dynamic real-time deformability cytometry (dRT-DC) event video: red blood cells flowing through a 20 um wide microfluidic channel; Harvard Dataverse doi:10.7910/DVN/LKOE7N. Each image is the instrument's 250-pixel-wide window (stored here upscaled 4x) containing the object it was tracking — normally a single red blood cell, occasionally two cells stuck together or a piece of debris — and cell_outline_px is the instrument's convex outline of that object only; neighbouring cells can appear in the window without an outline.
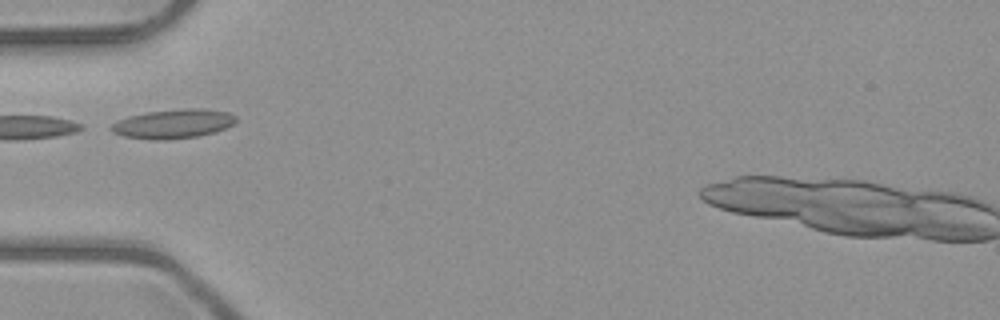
{"species": "common noctule bat (a hibernating species)", "species_latin": "Nyctalus noctula", "temperature_condition": "room temperature", "stored_images_in_passage": 34, "camera_frame_rate_fps": 3000, "um_per_image_px": 0.085, "animal": {"sex": "male", "body_mass_g": 23.1, "forearm_length_mm": 52.7}, "frame": {"image": 1, "passage_image": 1, "time_ms": 0.0, "image_size_px": [1000, 320], "cell_outline_px": [[236, 120], [232, 124], [216, 132], [196, 136], [164, 140], [152, 140], [124, 136], [112, 132], [108, 128], [112, 124], [128, 116], [148, 112], [184, 108], [204, 108], [228, 112], [236, 116]], "centroid_in_image_um": [14.72, 10.52], "position_along_channel_um": 70.3, "area_um2": 21.15}}